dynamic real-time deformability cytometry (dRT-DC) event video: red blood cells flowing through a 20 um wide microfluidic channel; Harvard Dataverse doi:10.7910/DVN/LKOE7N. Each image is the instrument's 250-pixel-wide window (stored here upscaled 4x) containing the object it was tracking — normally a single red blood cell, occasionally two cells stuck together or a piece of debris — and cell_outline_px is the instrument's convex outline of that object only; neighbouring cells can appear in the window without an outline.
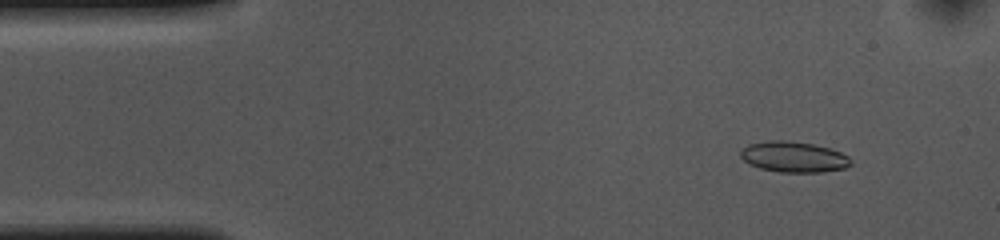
{"species": "common noctule bat (a hibernating species)", "species_latin": "Nyctalus noctula", "temperature_condition": "cold", "stored_images_in_passage": 15, "camera_frame_rate_fps": 3000, "um_per_image_px": 0.085, "animal": {"sex": "female", "body_mass_g": 10.0, "forearm_length_mm": 53.1}, "frame": {"image": 1, "passage_image": 5, "time_ms": 1.333, "image_size_px": [1000, 240], "cell_outline_px": [[852, 164], [844, 168], [824, 172], [780, 172], [760, 168], [748, 164], [740, 156], [740, 152], [748, 144], [768, 140], [784, 140], [812, 144], [828, 148], [840, 152], [848, 156], [852, 160]], "centroid_in_image_um": [67.46, 13.34], "position_along_channel_um": 17.5, "area_um2": 19.71}}
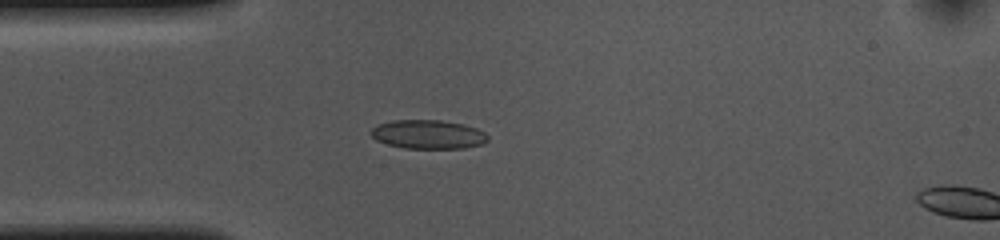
{"frame": {"image": 2, "passage_image": 13, "time_ms": 4.0, "image_size_px": [1000, 240], "cell_outline_px": [[488, 140], [484, 144], [464, 148], [404, 148], [388, 144], [376, 140], [368, 132], [376, 124], [392, 120], [440, 120], [464, 124], [476, 128], [484, 132], [488, 136]], "centroid_in_image_um": [36.37, 11.42], "position_along_channel_um": 48.6, "area_um2": 19.83}}